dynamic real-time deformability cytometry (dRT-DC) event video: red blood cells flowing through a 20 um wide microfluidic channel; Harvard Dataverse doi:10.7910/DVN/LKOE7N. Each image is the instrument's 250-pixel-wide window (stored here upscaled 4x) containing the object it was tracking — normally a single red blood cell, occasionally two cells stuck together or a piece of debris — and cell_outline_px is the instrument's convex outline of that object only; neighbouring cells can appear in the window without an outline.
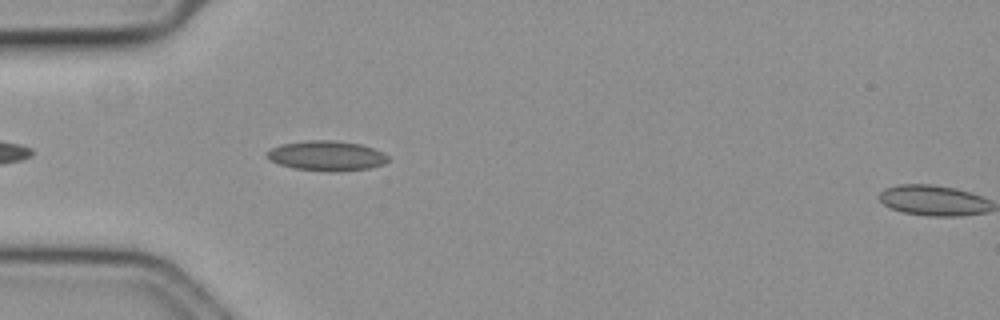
{"species": "common noctule bat (a hibernating species)", "species_latin": "Nyctalus noctula", "temperature_condition": "cold", "stored_images_in_passage": 2, "camera_frame_rate_fps": 3000, "um_per_image_px": 0.085, "animal": {"sex": "female", "body_mass_g": 19.3, "forearm_length_mm": 54.1}, "frame": {"image": 1, "passage_image": 1, "time_ms": 0.0, "image_size_px": [1000, 320], "cell_outline_px": [[388, 160], [384, 164], [368, 168], [336, 172], [328, 172], [292, 168], [268, 160], [264, 152], [280, 144], [304, 140], [336, 140], [360, 144], [384, 152], [388, 156]], "centroid_in_image_um": [27.72, 13.24], "position_along_channel_um": 57.3, "area_um2": 21.44}}